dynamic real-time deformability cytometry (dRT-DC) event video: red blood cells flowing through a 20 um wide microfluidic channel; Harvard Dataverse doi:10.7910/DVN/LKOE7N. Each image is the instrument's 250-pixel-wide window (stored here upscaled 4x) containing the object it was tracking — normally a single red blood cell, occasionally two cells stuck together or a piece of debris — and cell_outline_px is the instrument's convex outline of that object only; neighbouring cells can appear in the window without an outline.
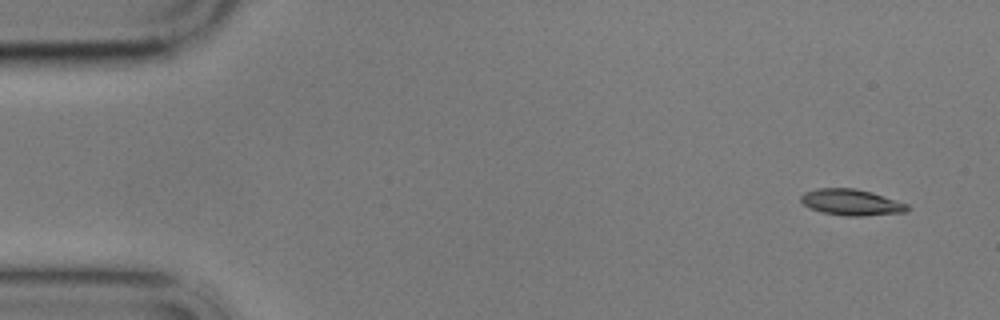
{"species": "common noctule bat (a hibernating species)", "species_latin": "Nyctalus noctula", "temperature_condition": "cold", "stored_images_in_passage": 4, "camera_frame_rate_fps": 3000, "um_per_image_px": 0.085, "animal": {"sex": "male", "body_mass_g": 17.9}, "frame": {"image": 1, "passage_image": 1, "time_ms": 0.0, "image_size_px": [1000, 320], "cell_outline_px": [[912, 208], [908, 212], [864, 216], [844, 216], [824, 212], [812, 208], [804, 204], [800, 200], [800, 196], [804, 192], [816, 188], [856, 188], [872, 192], [908, 204]], "centroid_in_image_um": [72.41, 17.19], "position_along_channel_um": 12.6, "area_um2": 16.36}}
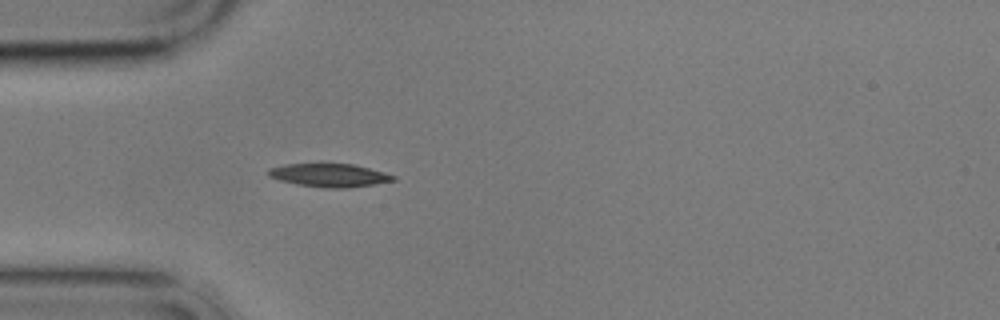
{"frame": {"image": 2, "passage_image": 4, "time_ms": 4.333, "image_size_px": [1000, 320], "cell_outline_px": [[396, 180], [348, 188], [328, 188], [296, 184], [280, 180], [268, 176], [264, 172], [268, 168], [284, 164], [320, 160], [352, 164], [368, 168], [396, 176]], "centroid_in_image_um": [27.88, 14.83], "position_along_channel_um": 57.1, "area_um2": 17.8}}